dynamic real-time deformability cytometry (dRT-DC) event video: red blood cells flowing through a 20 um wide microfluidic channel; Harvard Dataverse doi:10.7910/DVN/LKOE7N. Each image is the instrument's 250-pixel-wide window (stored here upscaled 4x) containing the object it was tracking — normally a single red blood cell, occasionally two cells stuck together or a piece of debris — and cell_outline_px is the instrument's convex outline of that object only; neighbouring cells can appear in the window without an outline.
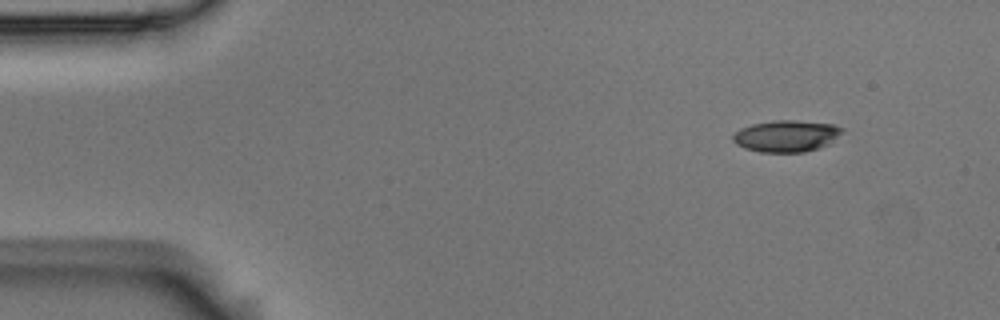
{"species": "Egyptian fruit bat (a non-hibernating species)", "species_latin": "Rousettus aegyptiacus", "temperature_condition": "room temperature", "stored_images_in_passage": 4, "camera_frame_rate_fps": 3000, "um_per_image_px": 0.085, "animal": {"sex": "male"}, "frame": {"image": 1, "passage_image": 1, "time_ms": 0.0, "image_size_px": [1000, 320], "cell_outline_px": [[844, 132], [828, 144], [820, 148], [804, 152], [760, 152], [744, 148], [736, 144], [732, 140], [732, 136], [740, 128], [752, 124], [772, 120], [792, 120], [832, 124], [844, 128]], "centroid_in_image_um": [66.84, 11.56], "position_along_channel_um": 18.2, "area_um2": 20.23}}
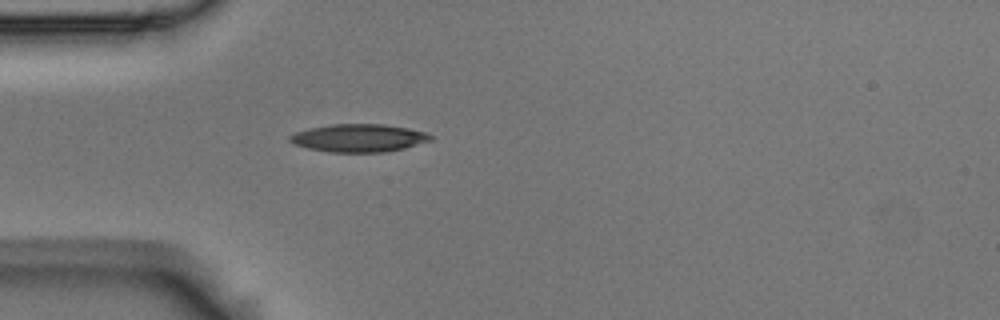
{"frame": {"image": 2, "passage_image": 4, "time_ms": 1.0, "image_size_px": [1000, 320], "cell_outline_px": [[432, 140], [404, 148], [384, 152], [332, 152], [308, 148], [292, 144], [288, 140], [288, 136], [296, 132], [312, 128], [332, 124], [384, 124], [408, 128], [424, 132], [432, 136]], "centroid_in_image_um": [30.48, 11.73], "position_along_channel_um": 54.5, "area_um2": 22.72}}